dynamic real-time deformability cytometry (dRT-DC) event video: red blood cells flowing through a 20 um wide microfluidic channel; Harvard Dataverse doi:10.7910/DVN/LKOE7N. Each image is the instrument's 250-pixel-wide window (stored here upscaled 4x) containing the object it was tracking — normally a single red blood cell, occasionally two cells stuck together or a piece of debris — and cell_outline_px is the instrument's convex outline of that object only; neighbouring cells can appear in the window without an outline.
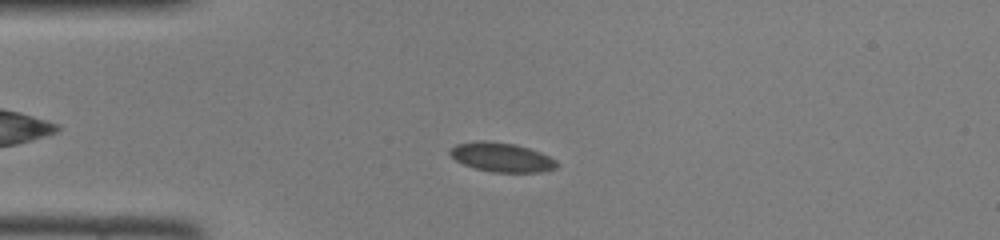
{"species": "common noctule bat (a hibernating species)", "species_latin": "Nyctalus noctula", "temperature_condition": "room temperature", "stored_images_in_passage": 38, "camera_frame_rate_fps": 3000, "um_per_image_px": 0.085, "animal": {"sex": "female", "body_mass_g": 22.0, "forearm_length_mm": 56.7}, "frame": {"image": 1, "passage_image": 10, "time_ms": 3.0, "image_size_px": [1000, 240], "cell_outline_px": [[560, 164], [556, 168], [540, 172], [492, 172], [476, 168], [464, 164], [456, 160], [448, 152], [456, 144], [480, 140], [484, 140], [516, 144], [540, 152], [556, 160]], "centroid_in_image_um": [42.66, 13.36], "position_along_channel_um": 42.3, "area_um2": 18.09}}
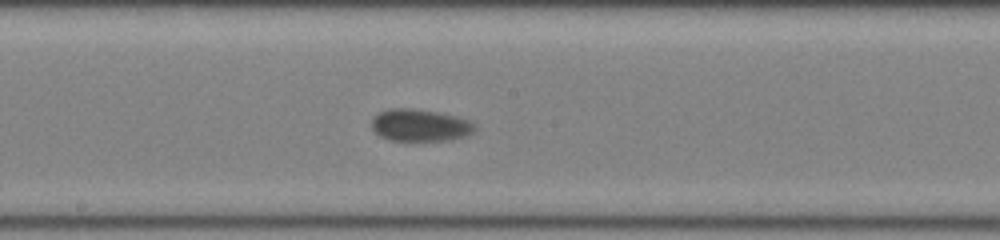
{"frame": {"image": 2, "passage_image": 24, "time_ms": 7.667, "image_size_px": [1000, 240], "cell_outline_px": [[476, 128], [472, 132], [460, 136], [444, 140], [388, 140], [380, 136], [372, 128], [372, 120], [380, 112], [388, 108], [412, 108], [436, 112], [456, 116], [468, 120]], "centroid_in_image_um": [35.64, 10.63], "position_along_channel_um": 212.6, "area_um2": 18.84}}
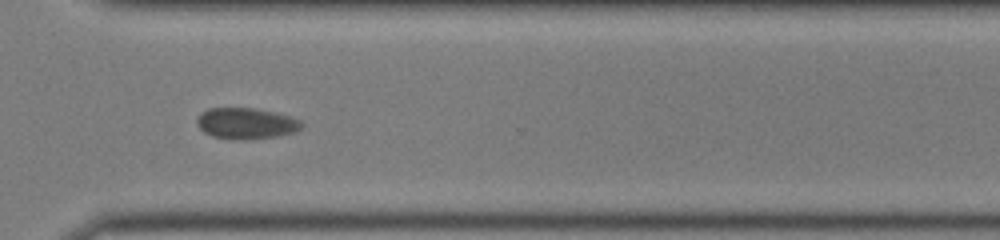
{"frame": {"image": 3, "passage_image": 34, "time_ms": 11.0, "image_size_px": [1000, 240], "cell_outline_px": [[304, 124], [300, 128], [292, 132], [276, 136], [244, 140], [236, 140], [212, 136], [204, 132], [196, 124], [196, 120], [200, 112], [208, 108], [256, 108], [288, 116], [300, 120]], "centroid_in_image_um": [20.86, 10.49], "position_along_channel_um": 349.7, "area_um2": 18.9}}